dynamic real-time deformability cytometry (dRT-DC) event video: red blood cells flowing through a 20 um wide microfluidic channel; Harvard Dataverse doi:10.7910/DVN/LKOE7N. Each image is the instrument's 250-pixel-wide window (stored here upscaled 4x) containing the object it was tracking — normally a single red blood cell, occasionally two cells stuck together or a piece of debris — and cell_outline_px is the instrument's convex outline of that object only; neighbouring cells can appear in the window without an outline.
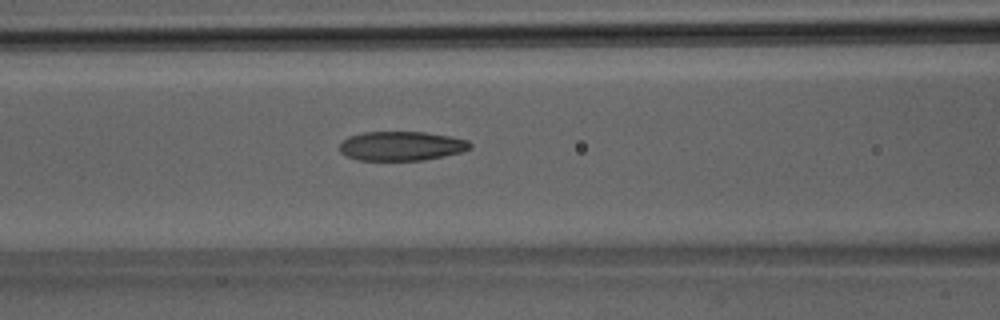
{"species": "Egyptian fruit bat (a non-hibernating species)", "species_latin": "Rousettus aegyptiacus", "temperature_condition": "room temperature", "stored_images_in_passage": 40, "camera_frame_rate_fps": 3000, "um_per_image_px": 0.085, "animal": {"sex": "male"}, "frame": {"image": 1, "passage_image": 17, "time_ms": 5.333, "image_size_px": [1000, 320], "cell_outline_px": [[472, 148], [460, 152], [444, 156], [424, 160], [356, 160], [340, 152], [340, 144], [348, 136], [364, 132], [424, 132], [448, 136], [468, 140], [472, 144]], "centroid_in_image_um": [34.12, 12.41], "position_along_channel_um": 132.5, "area_um2": 22.2}}
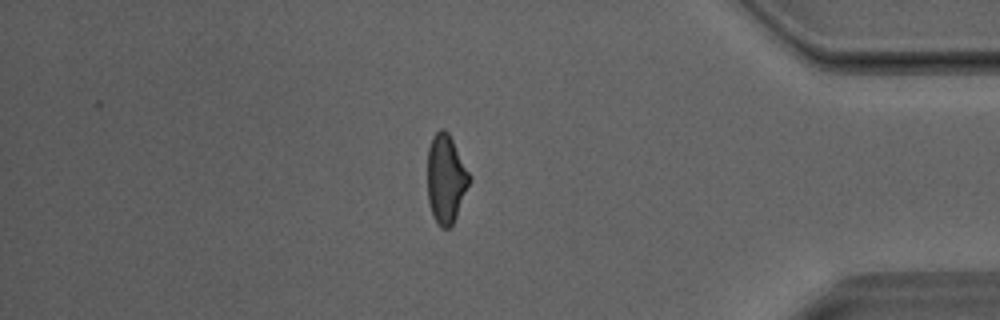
{"frame": {"image": 2, "passage_image": 34, "time_ms": 11.0, "image_size_px": [1000, 320], "cell_outline_px": [[472, 180], [456, 216], [452, 224], [448, 228], [440, 228], [436, 224], [428, 204], [428, 148], [432, 136], [440, 128], [444, 128], [448, 132], [472, 176]], "centroid_in_image_um": [37.91, 15.2], "position_along_channel_um": 397.3, "area_um2": 21.96}}
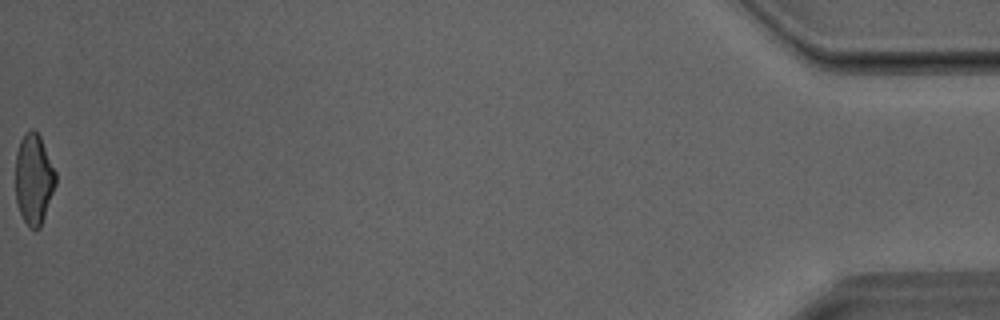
{"frame": {"image": 3, "passage_image": 40, "time_ms": 13.0, "image_size_px": [1000, 320], "cell_outline_px": [[56, 184], [40, 228], [28, 228], [20, 212], [16, 200], [16, 152], [20, 140], [24, 132], [32, 128], [40, 136], [56, 172]], "centroid_in_image_um": [2.87, 15.2], "position_along_channel_um": 432.3, "area_um2": 21.15}}